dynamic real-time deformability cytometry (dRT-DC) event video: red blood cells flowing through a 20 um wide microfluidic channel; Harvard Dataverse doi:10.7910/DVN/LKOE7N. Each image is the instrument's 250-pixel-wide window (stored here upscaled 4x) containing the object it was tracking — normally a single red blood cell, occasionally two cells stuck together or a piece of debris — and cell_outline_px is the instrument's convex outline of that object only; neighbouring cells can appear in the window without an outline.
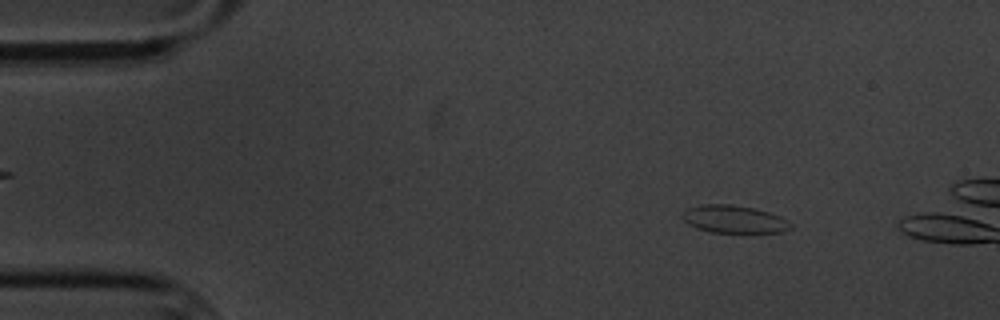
{"species": "common noctule bat (a hibernating species)", "species_latin": "Nyctalus noctula", "temperature_condition": "cold", "stored_images_in_passage": 5, "camera_frame_rate_fps": 3000, "um_per_image_px": 0.085, "animal": {"sex": "male", "body_mass_g": 20.1, "forearm_length_mm": 53.5}, "frame": {"image": 1, "passage_image": 2, "time_ms": 1.333, "image_size_px": [1000, 320], "cell_outline_px": [[792, 228], [784, 232], [708, 232], [696, 228], [688, 224], [684, 220], [684, 212], [688, 208], [704, 204], [732, 204], [752, 208], [768, 212], [780, 216], [788, 220], [792, 224]], "centroid_in_image_um": [62.42, 18.64], "position_along_channel_um": 22.6, "area_um2": 17.34}}